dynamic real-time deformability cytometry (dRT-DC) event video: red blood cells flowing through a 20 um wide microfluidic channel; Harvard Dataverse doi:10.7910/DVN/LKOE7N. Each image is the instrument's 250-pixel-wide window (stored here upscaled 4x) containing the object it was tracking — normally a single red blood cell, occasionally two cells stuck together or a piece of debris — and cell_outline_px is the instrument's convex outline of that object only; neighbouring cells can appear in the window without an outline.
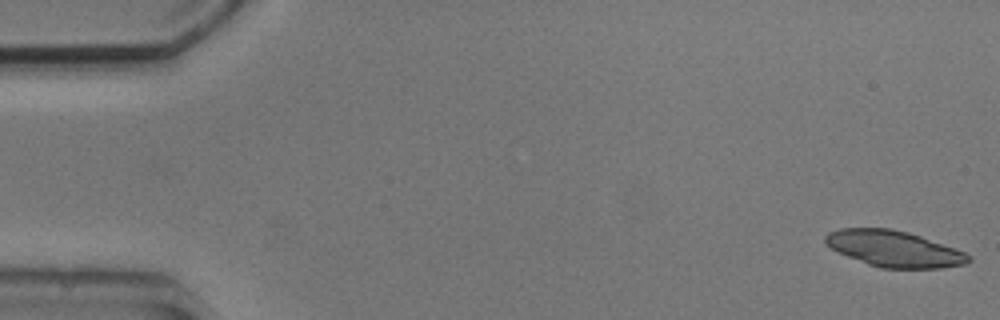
{"species": "common noctule bat (a hibernating species)", "species_latin": "Nyctalus noctula", "temperature_condition": "cold", "stored_images_in_passage": 4, "camera_frame_rate_fps": 3000, "um_per_image_px": 0.085, "animal": {"sex": "male", "body_mass_g": 20.5, "forearm_length_mm": 52.5}, "frame": {"image": 1, "passage_image": 1, "time_ms": 0.0, "image_size_px": [1000, 320], "cell_outline_px": [[972, 260], [964, 264], [940, 268], [880, 268], [868, 264], [848, 256], [832, 248], [824, 240], [824, 236], [828, 232], [840, 228], [892, 228], [908, 232], [920, 236], [964, 252], [972, 256]], "centroid_in_image_um": [75.99, 21.14], "position_along_channel_um": 9.0, "area_um2": 29.82}}